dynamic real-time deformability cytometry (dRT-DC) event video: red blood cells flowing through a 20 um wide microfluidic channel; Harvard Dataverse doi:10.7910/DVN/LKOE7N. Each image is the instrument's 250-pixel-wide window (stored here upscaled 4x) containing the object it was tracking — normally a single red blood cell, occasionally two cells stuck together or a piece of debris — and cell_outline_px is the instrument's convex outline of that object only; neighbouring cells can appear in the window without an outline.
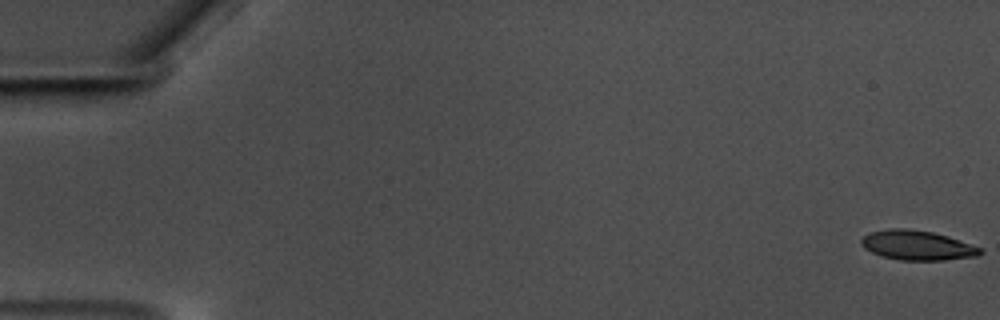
{"species": "common noctule bat (a hibernating species)", "species_latin": "Nyctalus noctula", "temperature_condition": "warm", "stored_images_in_passage": 58, "camera_frame_rate_fps": 3000, "um_per_image_px": 0.085, "animal": {"sex": "male", "body_mass_g": 17.5, "forearm_length_mm": 52.3}, "frame": {"image": 1, "passage_image": 1, "time_ms": 0.0, "image_size_px": [1000, 320], "cell_outline_px": [[984, 252], [976, 256], [944, 260], [900, 260], [880, 256], [864, 248], [860, 244], [860, 240], [864, 236], [872, 232], [888, 228], [908, 228], [932, 232], [948, 236], [980, 248]], "centroid_in_image_um": [77.93, 20.85], "position_along_channel_um": 7.1, "area_um2": 20.46}}
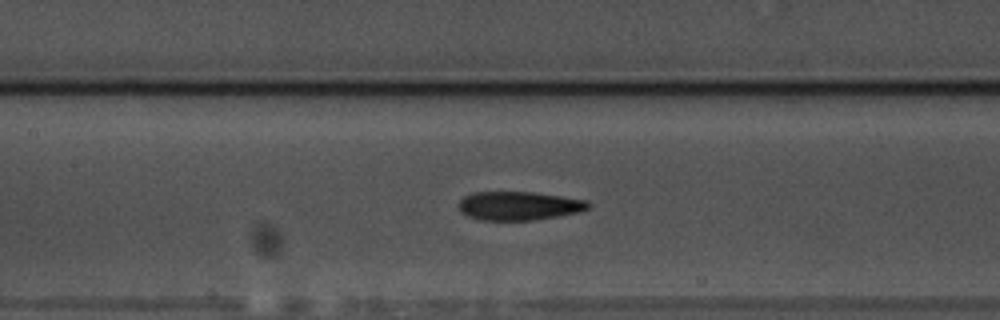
{"frame": {"image": 2, "passage_image": 28, "time_ms": 9.0, "image_size_px": [1000, 320], "cell_outline_px": [[592, 204], [588, 208], [580, 212], [560, 216], [536, 220], [480, 220], [468, 216], [460, 212], [460, 200], [464, 196], [472, 192], [532, 192], [588, 200]], "centroid_in_image_um": [44.14, 17.5], "position_along_channel_um": 163.3, "area_um2": 21.79}}
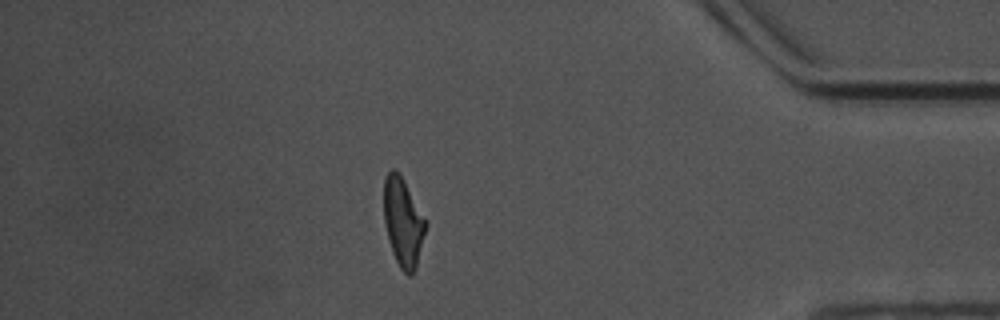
{"frame": {"image": 3, "passage_image": 51, "time_ms": 16.667, "image_size_px": [1000, 320], "cell_outline_px": [[428, 224], [416, 268], [412, 276], [408, 276], [400, 268], [392, 252], [388, 240], [384, 220], [384, 176], [392, 168], [396, 168], [400, 172], [428, 220]], "centroid_in_image_um": [34.29, 18.85], "position_along_channel_um": 400.9, "area_um2": 22.31}, "authors_computed_cell_mechanics": {"area_um2": 21.7906, "velocity_mm_per_s": 3.5689, "shape_relaxation_time_tau1_ms": 7.068, "shape_relaxation_time_tau2_ms": 2.6073, "deformation_change_tau1": 0.1986, "deformation_change_tau2": 0.1142}}